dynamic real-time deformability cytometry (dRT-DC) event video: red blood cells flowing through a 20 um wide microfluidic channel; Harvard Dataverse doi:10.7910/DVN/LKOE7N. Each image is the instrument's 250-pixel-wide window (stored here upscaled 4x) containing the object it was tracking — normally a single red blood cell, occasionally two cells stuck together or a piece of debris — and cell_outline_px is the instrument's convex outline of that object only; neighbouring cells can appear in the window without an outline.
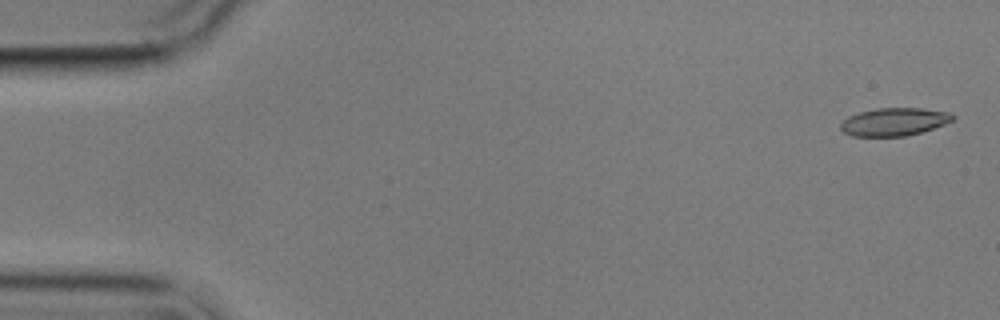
{"species": "common noctule bat (a hibernating species)", "species_latin": "Nyctalus noctula", "temperature_condition": "cold", "stored_images_in_passage": 6, "camera_frame_rate_fps": 3000, "um_per_image_px": 0.085, "animal": {"sex": "male", "body_mass_g": 17.9}, "frame": {"image": 1, "passage_image": 1, "time_ms": 0.0, "image_size_px": [1000, 320], "cell_outline_px": [[956, 116], [952, 120], [944, 124], [908, 136], [852, 136], [844, 132], [840, 128], [840, 124], [848, 116], [860, 112], [876, 108], [920, 108], [952, 112]], "centroid_in_image_um": [76.01, 10.34], "position_along_channel_um": 9.0, "area_um2": 18.21}}
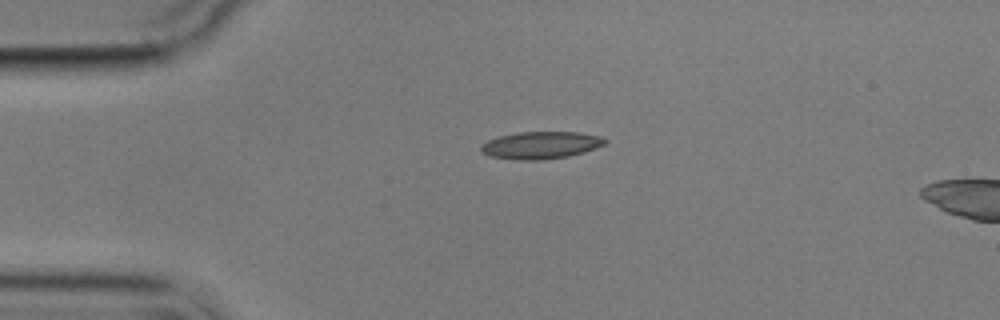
{"frame": {"image": 2, "passage_image": 4, "time_ms": 3.667, "image_size_px": [1000, 320], "cell_outline_px": [[608, 140], [604, 144], [596, 148], [584, 152], [568, 156], [540, 160], [520, 160], [492, 156], [484, 152], [480, 148], [480, 144], [488, 140], [500, 136], [520, 132], [580, 132], [604, 136]], "centroid_in_image_um": [46.03, 12.33], "position_along_channel_um": 39.0, "area_um2": 19.65}}